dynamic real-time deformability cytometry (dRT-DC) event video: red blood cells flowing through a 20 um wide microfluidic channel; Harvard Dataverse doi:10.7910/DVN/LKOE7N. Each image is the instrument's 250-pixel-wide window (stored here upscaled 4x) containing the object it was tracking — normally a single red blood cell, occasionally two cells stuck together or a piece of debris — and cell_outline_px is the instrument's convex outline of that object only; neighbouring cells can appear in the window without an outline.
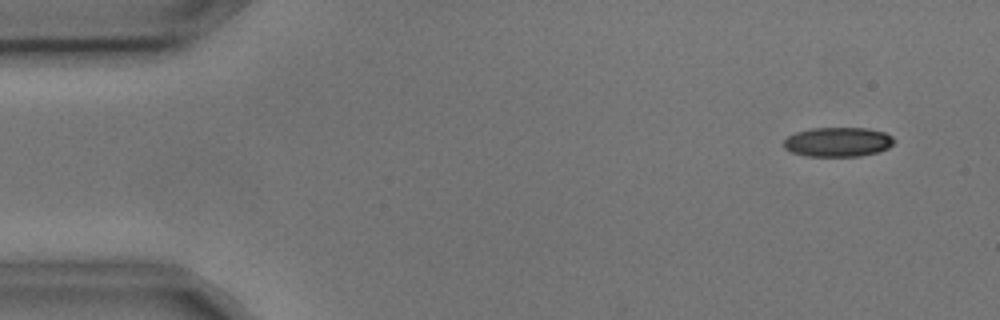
{"species": "common noctule bat (a hibernating species)", "species_latin": "Nyctalus noctula", "temperature_condition": "cold", "stored_images_in_passage": 4, "camera_frame_rate_fps": 3000, "um_per_image_px": 0.085, "animal": {"sex": "male", "body_mass_g": 17.9, "forearm_length_mm": 54.2}, "frame": {"image": 1, "passage_image": 1, "time_ms": 0.0, "image_size_px": [1000, 320], "cell_outline_px": [[896, 140], [888, 148], [876, 152], [860, 156], [804, 156], [792, 152], [784, 148], [784, 140], [788, 136], [796, 132], [812, 128], [868, 128], [884, 132], [892, 136]], "centroid_in_image_um": [71.22, 12.06], "position_along_channel_um": 13.8, "area_um2": 18.96}}